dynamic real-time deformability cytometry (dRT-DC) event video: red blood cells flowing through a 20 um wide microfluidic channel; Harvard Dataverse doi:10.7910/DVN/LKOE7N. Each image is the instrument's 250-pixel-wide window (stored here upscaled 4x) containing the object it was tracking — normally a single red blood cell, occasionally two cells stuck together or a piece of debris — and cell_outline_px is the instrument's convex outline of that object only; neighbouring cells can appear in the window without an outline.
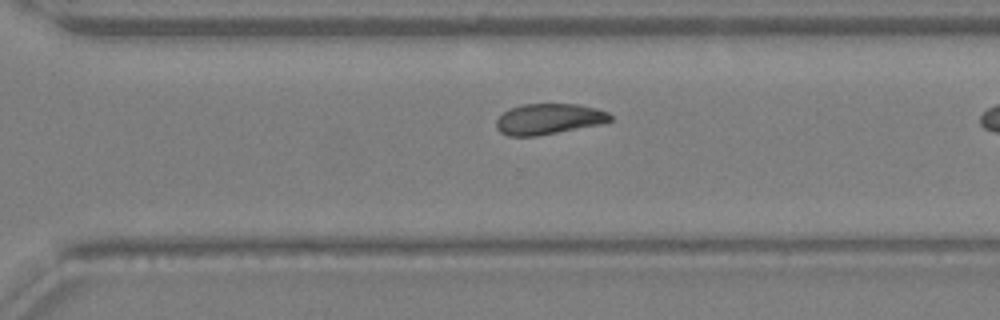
{"species": "Egyptian fruit bat (a non-hibernating species)", "species_latin": "Rousettus aegyptiacus", "temperature_condition": "warm", "stored_images_in_passage": 21, "camera_frame_rate_fps": 3000, "um_per_image_px": 0.085, "animal": {"sex": "female"}, "frame": {"image": 1, "passage_image": 18, "time_ms": 5.667, "image_size_px": [1000, 320], "cell_outline_px": [[612, 120], [604, 124], [536, 136], [508, 136], [500, 132], [496, 128], [496, 120], [508, 108], [524, 104], [576, 104], [596, 108], [608, 112], [612, 116]], "centroid_in_image_um": [46.66, 10.12], "position_along_channel_um": 323.9, "area_um2": 20.58}}